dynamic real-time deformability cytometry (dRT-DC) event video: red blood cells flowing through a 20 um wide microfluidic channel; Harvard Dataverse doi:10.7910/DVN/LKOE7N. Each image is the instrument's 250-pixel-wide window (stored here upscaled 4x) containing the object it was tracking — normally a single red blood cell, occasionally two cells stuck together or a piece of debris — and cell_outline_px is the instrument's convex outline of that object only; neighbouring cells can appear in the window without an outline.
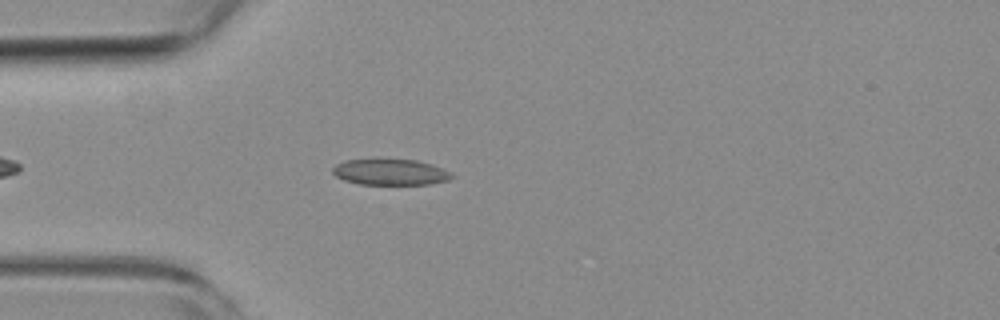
{"species": "common noctule bat (a hibernating species)", "species_latin": "Nyctalus noctula", "temperature_condition": "room temperature", "stored_images_in_passage": 20, "camera_frame_rate_fps": 3000, "um_per_image_px": 0.085, "animal": {"sex": "female", "body_mass_g": 19.3, "forearm_length_mm": 54.1}, "frame": {"image": 1, "passage_image": 7, "time_ms": 2.0, "image_size_px": [1000, 320], "cell_outline_px": [[456, 176], [448, 180], [432, 184], [360, 184], [344, 180], [336, 176], [332, 172], [332, 168], [336, 164], [344, 160], [416, 160], [432, 164], [452, 172]], "centroid_in_image_um": [33.22, 14.63], "position_along_channel_um": 51.8, "area_um2": 17.98}}
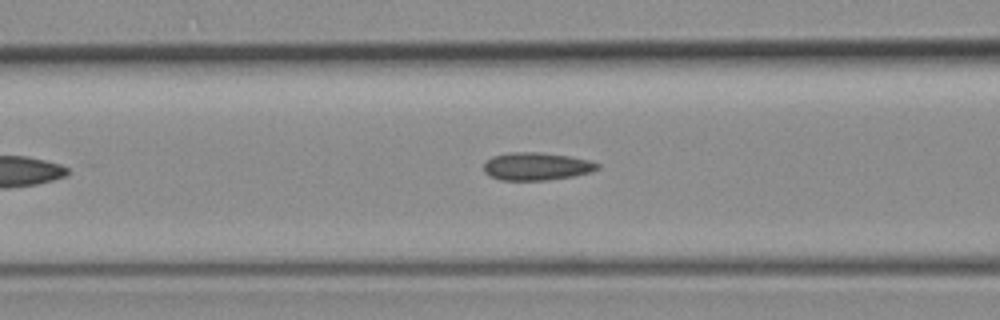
{"frame": {"image": 2, "passage_image": 13, "time_ms": 4.0, "image_size_px": [1000, 320], "cell_outline_px": [[600, 168], [592, 172], [572, 176], [548, 180], [500, 180], [488, 176], [484, 172], [484, 160], [492, 156], [508, 152], [540, 152], [568, 156], [588, 160], [600, 164]], "centroid_in_image_um": [45.56, 14.14], "position_along_channel_um": 121.0, "area_um2": 18.61}}
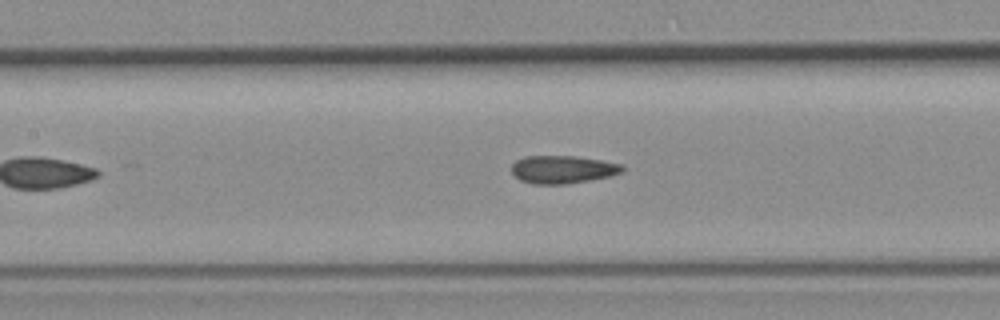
{"frame": {"image": 3, "passage_image": 16, "time_ms": 5.0, "image_size_px": [1000, 320], "cell_outline_px": [[624, 172], [592, 180], [568, 184], [532, 184], [520, 180], [512, 172], [512, 164], [516, 160], [524, 156], [576, 156], [624, 164]], "centroid_in_image_um": [47.85, 14.4], "position_along_channel_um": 159.6, "area_um2": 18.15}}